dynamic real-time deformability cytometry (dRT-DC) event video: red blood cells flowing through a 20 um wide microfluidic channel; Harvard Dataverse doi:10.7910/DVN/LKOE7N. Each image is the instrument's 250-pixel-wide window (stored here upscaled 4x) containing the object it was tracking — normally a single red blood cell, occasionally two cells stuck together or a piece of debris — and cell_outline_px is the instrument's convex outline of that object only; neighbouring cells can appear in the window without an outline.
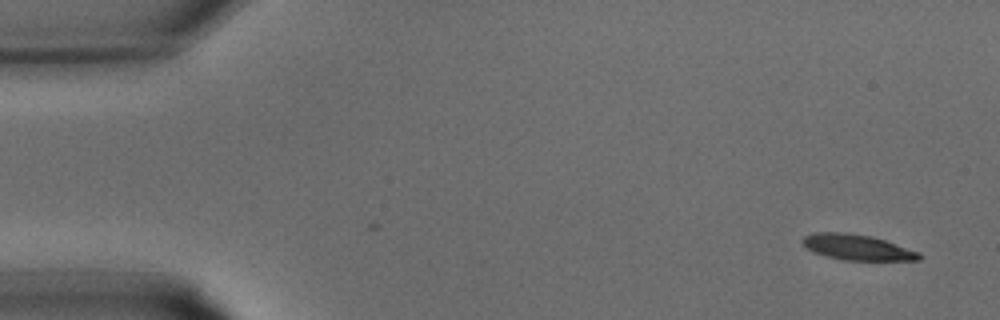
{"species": "common noctule bat (a hibernating species)", "species_latin": "Nyctalus noctula", "temperature_condition": "warm", "stored_images_in_passage": 11, "camera_frame_rate_fps": 3000, "um_per_image_px": 0.085, "animal": {"sex": "male", "body_mass_g": 15.6}, "frame": {"image": 1, "passage_image": 1, "time_ms": 0.0, "image_size_px": [1000, 320], "cell_outline_px": [[920, 260], [844, 260], [828, 256], [816, 252], [808, 248], [800, 240], [804, 236], [812, 232], [844, 232], [872, 236], [920, 252]], "centroid_in_image_um": [72.85, 21.0], "position_along_channel_um": 12.2, "area_um2": 17.17}}
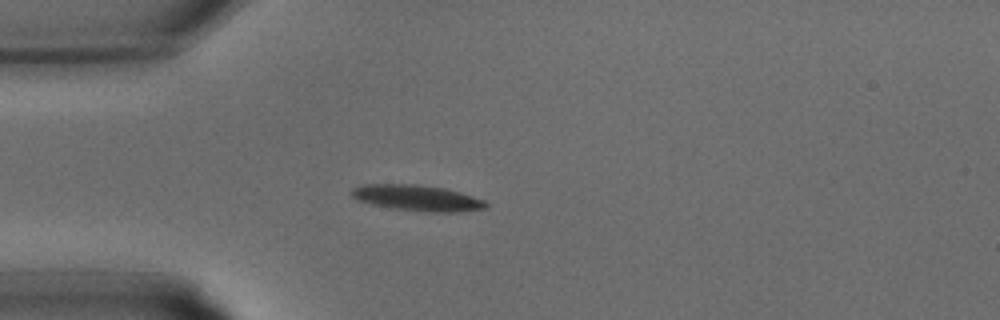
{"frame": {"image": 2, "passage_image": 8, "time_ms": 2.333, "image_size_px": [1000, 320], "cell_outline_px": [[488, 204], [484, 208], [456, 212], [428, 212], [396, 208], [372, 204], [356, 200], [352, 196], [352, 188], [360, 184], [416, 184], [444, 188], [460, 192], [484, 200]], "centroid_in_image_um": [35.43, 16.81], "position_along_channel_um": 49.6, "area_um2": 20.06}}
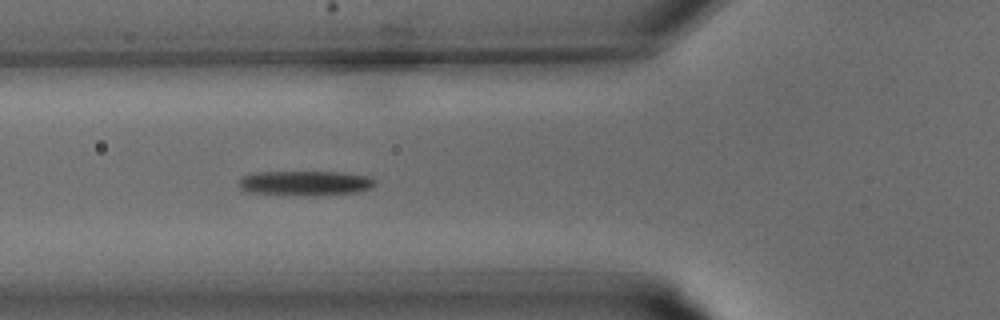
{"frame": {"image": 3, "passage_image": 11, "time_ms": 3.333, "image_size_px": [1000, 320], "cell_outline_px": [[376, 184], [372, 188], [360, 192], [304, 196], [248, 192], [240, 188], [240, 180], [244, 176], [256, 172], [340, 172], [368, 176], [376, 180]], "centroid_in_image_um": [26.0, 15.57], "position_along_channel_um": 99.8, "area_um2": 19.71}}